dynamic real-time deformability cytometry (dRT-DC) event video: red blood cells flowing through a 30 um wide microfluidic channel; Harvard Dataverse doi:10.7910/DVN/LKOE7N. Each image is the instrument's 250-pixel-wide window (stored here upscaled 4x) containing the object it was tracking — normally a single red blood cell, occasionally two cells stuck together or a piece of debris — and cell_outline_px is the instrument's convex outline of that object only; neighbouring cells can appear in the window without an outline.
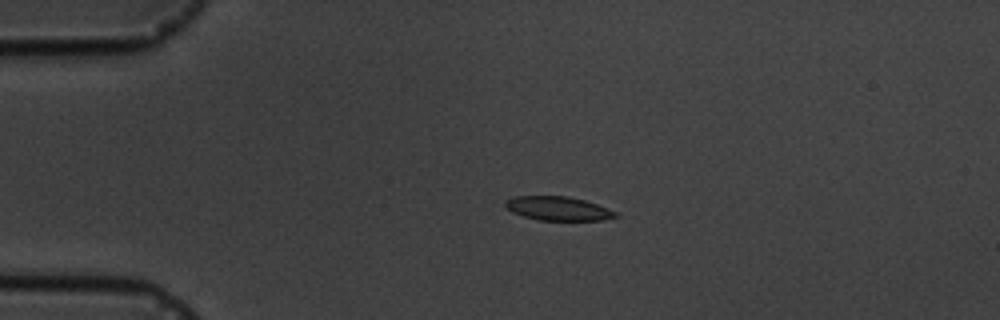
{"species": "common noctule bat (a hibernating species)", "species_latin": "Nyctalus noctula", "temperature_condition": "cold", "stored_images_in_passage": 4, "camera_frame_rate_fps": 3000, "um_per_image_px": 0.085, "animal": {"sex": "male", "body_mass_g": 19.5, "forearm_length_mm": 54.6}, "frame": {"image": 1, "passage_image": 3, "time_ms": 2.333, "image_size_px": [1000, 320], "cell_outline_px": [[620, 216], [604, 220], [540, 220], [524, 216], [512, 212], [504, 208], [504, 200], [512, 196], [568, 196], [584, 200], [596, 204], [616, 212]], "centroid_in_image_um": [47.39, 17.71], "position_along_channel_um": 37.6, "area_um2": 15.43}}